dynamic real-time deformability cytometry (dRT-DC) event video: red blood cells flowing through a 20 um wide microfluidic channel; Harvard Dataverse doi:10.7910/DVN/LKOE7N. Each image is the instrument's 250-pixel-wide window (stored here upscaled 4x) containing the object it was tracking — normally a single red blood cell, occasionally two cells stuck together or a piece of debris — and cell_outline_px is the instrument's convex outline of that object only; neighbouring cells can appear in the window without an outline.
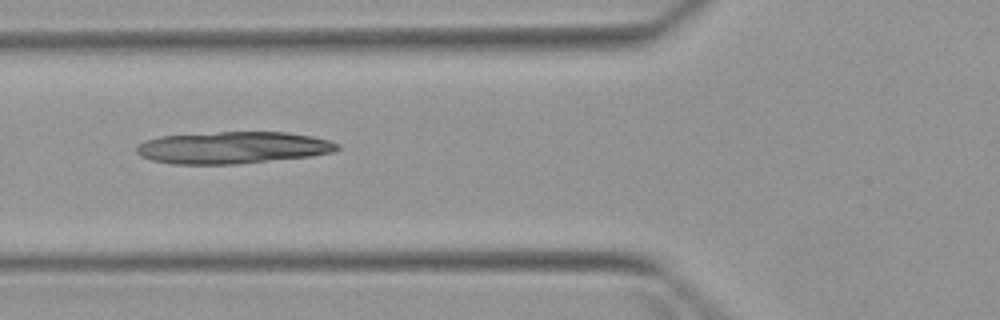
{"species": "Egyptian fruit bat (a non-hibernating species)", "species_latin": "Rousettus aegyptiacus", "temperature_condition": "warm", "stored_images_in_passage": 3, "camera_frame_rate_fps": 3000, "um_per_image_px": 0.085, "animal": {"sex": "female"}, "frame": {"image": 1, "passage_image": 2, "time_ms": 2.0, "image_size_px": [1000, 320], "cell_outline_px": [[340, 148], [332, 152], [312, 156], [236, 164], [172, 164], [152, 160], [140, 156], [136, 152], [136, 144], [144, 140], [160, 136], [220, 132], [288, 132], [312, 136], [328, 140], [340, 144]], "centroid_in_image_um": [19.77, 12.55], "position_along_channel_um": 106.0, "area_um2": 37.57}}
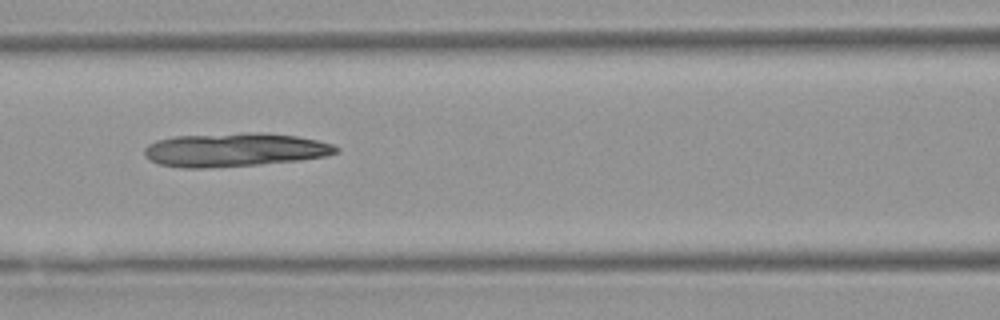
{"frame": {"image": 2, "passage_image": 3, "time_ms": 3.0, "image_size_px": [1000, 320], "cell_outline_px": [[340, 152], [324, 156], [300, 160], [260, 164], [204, 168], [184, 168], [160, 164], [144, 156], [144, 148], [148, 144], [156, 140], [172, 136], [264, 132], [296, 136], [316, 140], [332, 144], [340, 148]], "centroid_in_image_um": [19.94, 12.73], "position_along_channel_um": 146.7, "area_um2": 37.51}}